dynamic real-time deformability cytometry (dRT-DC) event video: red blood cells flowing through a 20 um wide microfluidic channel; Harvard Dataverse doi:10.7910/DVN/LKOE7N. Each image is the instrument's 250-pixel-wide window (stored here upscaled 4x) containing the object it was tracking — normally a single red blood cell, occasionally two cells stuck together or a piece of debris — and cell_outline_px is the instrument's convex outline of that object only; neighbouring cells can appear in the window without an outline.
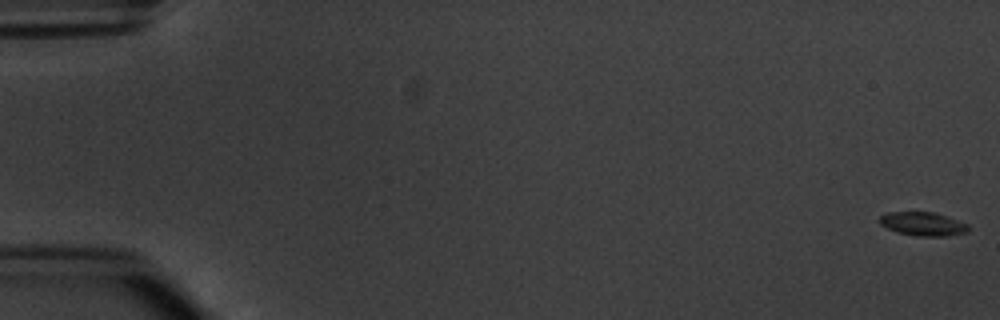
{"species": "common noctule bat (a hibernating species)", "species_latin": "Nyctalus noctula", "temperature_condition": "warm", "stored_images_in_passage": 6, "camera_frame_rate_fps": 3000, "um_per_image_px": 0.085, "animal": {"sex": "male", "body_mass_g": 20.1, "forearm_length_mm": 53.5}, "frame": {"image": 1, "passage_image": 1, "time_ms": 0.0, "image_size_px": [1000, 320], "cell_outline_px": [[968, 232], [948, 236], [916, 236], [896, 232], [880, 224], [880, 216], [884, 212], [932, 212], [968, 224]], "centroid_in_image_um": [78.42, 19.04], "position_along_channel_um": 6.6, "area_um2": 12.14}}